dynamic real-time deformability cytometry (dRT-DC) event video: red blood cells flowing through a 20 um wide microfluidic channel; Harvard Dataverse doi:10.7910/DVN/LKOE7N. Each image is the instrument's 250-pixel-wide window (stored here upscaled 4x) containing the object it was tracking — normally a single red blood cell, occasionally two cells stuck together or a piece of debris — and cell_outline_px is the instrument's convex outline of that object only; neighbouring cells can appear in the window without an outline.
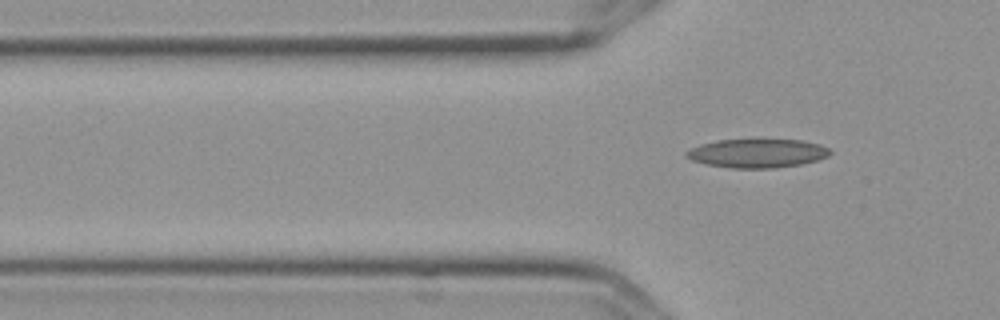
{"species": "Egyptian fruit bat (a non-hibernating species)", "species_latin": "Rousettus aegyptiacus", "temperature_condition": "cold", "stored_images_in_passage": 8, "segment_of_instrument_passage": [2, 2], "camera_frame_rate_fps": 3000, "um_per_image_px": 0.085, "frame": {"image": 1, "passage_image": 8, "time_ms": 2.333, "image_size_px": [1000, 320], "cell_outline_px": [[832, 152], [828, 156], [816, 160], [800, 164], [772, 168], [732, 168], [704, 164], [692, 160], [684, 156], [684, 152], [700, 144], [716, 140], [756, 136], [800, 140], [820, 144], [828, 148]], "centroid_in_image_um": [64.33, 12.97], "position_along_channel_um": 61.5, "area_um2": 25.2}}